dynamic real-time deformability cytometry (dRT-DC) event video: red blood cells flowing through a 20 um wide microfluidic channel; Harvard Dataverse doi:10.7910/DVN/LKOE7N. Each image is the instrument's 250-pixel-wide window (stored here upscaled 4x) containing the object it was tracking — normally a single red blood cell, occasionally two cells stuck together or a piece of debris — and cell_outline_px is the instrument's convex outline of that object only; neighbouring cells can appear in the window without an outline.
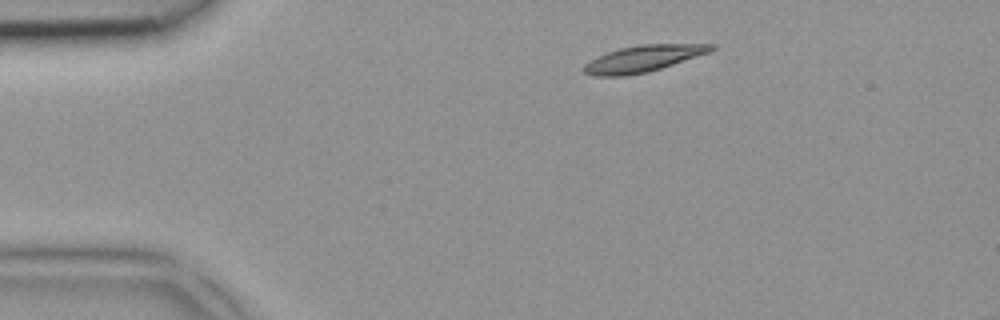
{"species": "common noctule bat (a hibernating species)", "species_latin": "Nyctalus noctula", "temperature_condition": "room temperature", "stored_images_in_passage": 2, "camera_frame_rate_fps": 3000, "um_per_image_px": 0.085, "animal": {"sex": "female", "body_mass_g": 18.4}, "frame": {"image": 1, "passage_image": 1, "time_ms": 0.0, "image_size_px": [1000, 320], "cell_outline_px": [[716, 48], [708, 52], [648, 72], [624, 76], [592, 76], [584, 72], [580, 68], [588, 60], [596, 56], [620, 48], [640, 44], [716, 44]], "centroid_in_image_um": [54.58, 4.99], "position_along_channel_um": 30.4, "area_um2": 19.59}}